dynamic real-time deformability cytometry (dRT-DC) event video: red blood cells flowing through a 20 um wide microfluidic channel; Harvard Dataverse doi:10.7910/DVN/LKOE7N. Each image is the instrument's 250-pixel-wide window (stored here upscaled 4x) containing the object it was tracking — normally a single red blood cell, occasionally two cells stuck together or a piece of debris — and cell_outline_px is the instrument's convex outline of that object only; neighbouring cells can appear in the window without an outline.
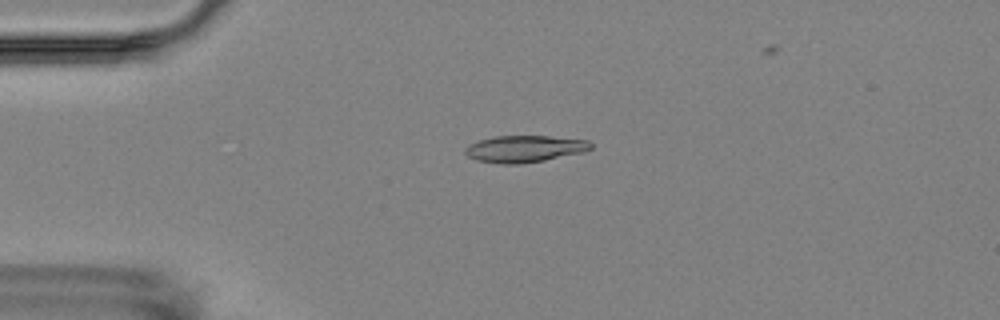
{"species": "Egyptian fruit bat (a non-hibernating species)", "species_latin": "Rousettus aegyptiacus", "temperature_condition": "room temperature", "stored_images_in_passage": 13, "camera_frame_rate_fps": 3000, "um_per_image_px": 0.085, "animal": {"sex": "female"}, "frame": {"image": 1, "passage_image": 1, "time_ms": 0.0, "image_size_px": [1000, 320], "cell_outline_px": [[592, 148], [584, 152], [544, 160], [520, 164], [500, 164], [476, 160], [468, 156], [464, 152], [464, 148], [468, 144], [480, 140], [496, 136], [548, 136], [588, 140], [592, 144]], "centroid_in_image_um": [44.57, 12.65], "position_along_channel_um": 40.4, "area_um2": 19.65}}
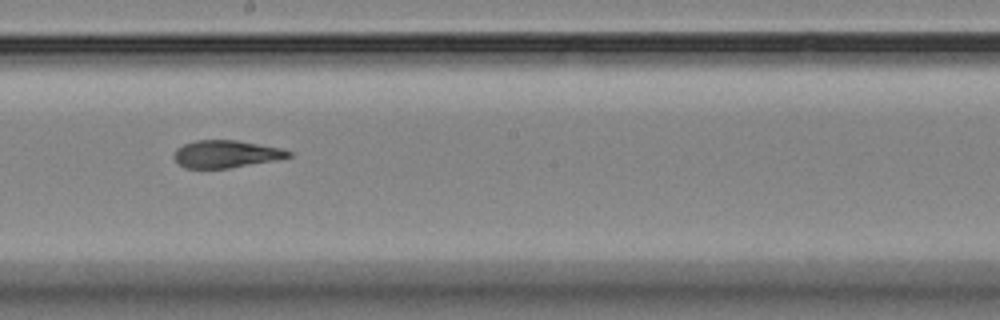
{"frame": {"image": 2, "passage_image": 6, "time_ms": 6.0, "image_size_px": [1000, 320], "cell_outline_px": [[292, 156], [276, 160], [228, 168], [184, 168], [172, 156], [176, 148], [184, 144], [196, 140], [236, 140], [280, 148], [292, 152]], "centroid_in_image_um": [19.19, 13.09], "position_along_channel_um": 229.0, "area_um2": 18.21}}
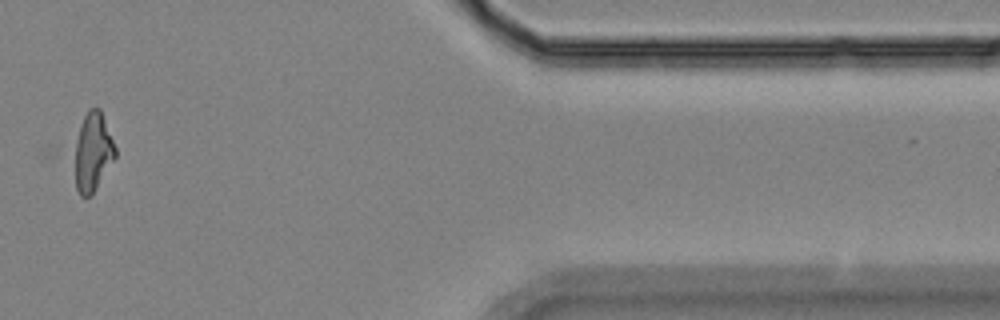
{"frame": {"image": 3, "passage_image": 11, "time_ms": 12.0, "image_size_px": [1000, 320], "cell_outline_px": [[116, 156], [92, 192], [88, 196], [80, 196], [76, 188], [76, 140], [80, 124], [88, 108], [100, 108], [116, 148]], "centroid_in_image_um": [7.9, 12.86], "position_along_channel_um": 403.5, "area_um2": 17.98}, "authors_computed_cell_mechanics": {"area_um2": 19.0162, "velocity_mm_per_s": 3.6009, "shape_relaxation_time_tau1_ms": 7.3175, "shape_relaxation_time_tau2_ms": 2.4089, "deformation_change_tau1": 0.1888, "deformation_change_tau2": 0.1109}}